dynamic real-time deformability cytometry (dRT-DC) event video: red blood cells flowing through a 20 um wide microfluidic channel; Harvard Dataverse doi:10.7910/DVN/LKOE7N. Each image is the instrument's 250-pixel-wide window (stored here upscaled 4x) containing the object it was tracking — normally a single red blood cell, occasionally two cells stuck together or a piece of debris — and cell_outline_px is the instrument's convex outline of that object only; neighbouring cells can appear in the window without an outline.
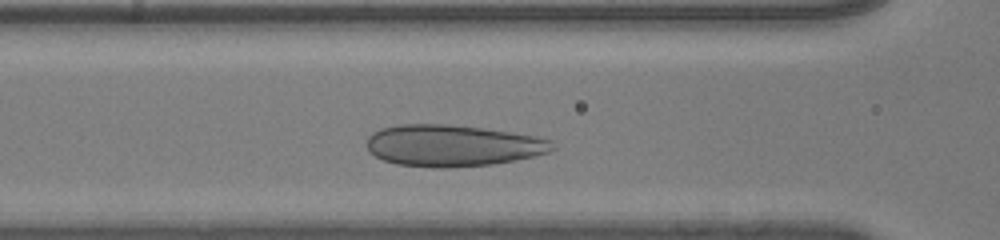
{"species": "human", "species_latin": "Homo sapiens", "temperature_condition": "room temperature", "stored_images_in_passage": 29, "camera_frame_rate_fps": 3000, "um_per_image_px": 0.085, "donor": {"sex": "male"}, "frame": {"image": 1, "passage_image": 7, "time_ms": 2.0, "image_size_px": [1000, 240], "cell_outline_px": [[556, 148], [548, 152], [516, 160], [492, 164], [444, 168], [436, 168], [396, 164], [384, 160], [368, 152], [368, 136], [372, 132], [380, 128], [400, 124], [444, 124], [480, 128], [536, 136], [552, 140]], "centroid_in_image_um": [38.45, 12.37], "position_along_channel_um": 128.2, "area_um2": 44.85}}
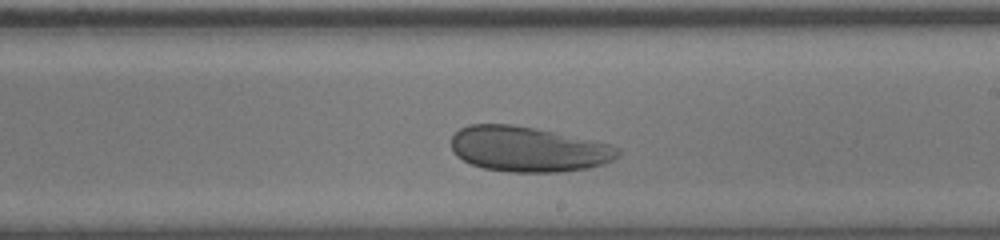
{"frame": {"image": 2, "passage_image": 16, "time_ms": 5.0, "image_size_px": [1000, 240], "cell_outline_px": [[620, 152], [612, 160], [604, 164], [588, 168], [560, 172], [508, 172], [484, 168], [472, 164], [456, 156], [452, 152], [452, 136], [460, 128], [468, 124], [512, 124], [536, 128], [612, 144], [620, 148]], "centroid_in_image_um": [44.89, 12.67], "position_along_channel_um": 244.1, "area_um2": 44.1}}
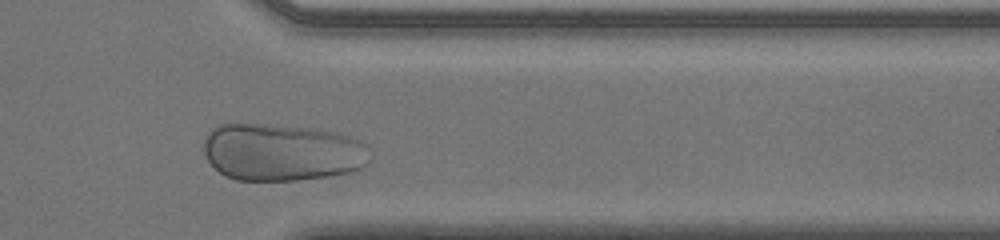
{"frame": {"image": 3, "passage_image": 27, "time_ms": 8.667, "image_size_px": [1000, 240], "cell_outline_px": [[372, 160], [364, 168], [352, 172], [332, 176], [296, 180], [236, 180], [224, 176], [208, 160], [204, 152], [204, 136], [212, 128], [220, 124], [264, 124], [316, 128], [336, 132], [352, 136], [360, 140], [372, 152]], "centroid_in_image_um": [24.03, 12.94], "position_along_channel_um": 387.4, "area_um2": 56.47}, "authors_computed_cell_mechanics": {"area_um2": 45.662, "velocity_mm_per_s": 3.8912, "shape_relaxation_time_tau1_ms": 2.5115, "shape_relaxation_time_tau2_ms": null, "deformation_change_tau1": 0.0895, "deformation_change_tau2": null}}